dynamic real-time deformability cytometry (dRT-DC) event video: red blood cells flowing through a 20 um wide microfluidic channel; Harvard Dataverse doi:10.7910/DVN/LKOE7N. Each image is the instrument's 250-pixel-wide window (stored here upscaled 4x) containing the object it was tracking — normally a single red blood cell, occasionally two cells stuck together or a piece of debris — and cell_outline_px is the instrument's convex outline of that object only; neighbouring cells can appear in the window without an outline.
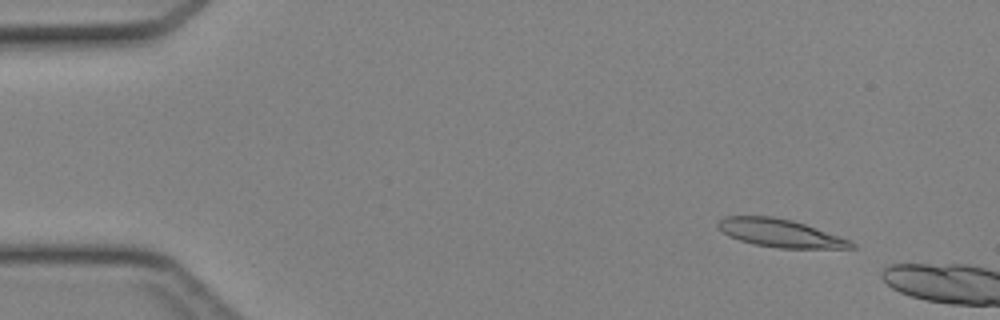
{"species": "Egyptian fruit bat (a non-hibernating species)", "species_latin": "Rousettus aegyptiacus", "temperature_condition": "cold", "stored_images_in_passage": 8, "camera_frame_rate_fps": 3000, "um_per_image_px": 0.085, "animal": {"sex": "female"}, "frame": {"image": 1, "passage_image": 5, "time_ms": 1.333, "image_size_px": [1000, 320], "cell_outline_px": [[856, 248], [780, 248], [756, 244], [740, 240], [728, 236], [716, 228], [716, 224], [724, 216], [772, 216], [792, 220], [852, 240], [856, 244]], "centroid_in_image_um": [66.31, 19.81], "position_along_channel_um": 18.7, "area_um2": 21.73}}